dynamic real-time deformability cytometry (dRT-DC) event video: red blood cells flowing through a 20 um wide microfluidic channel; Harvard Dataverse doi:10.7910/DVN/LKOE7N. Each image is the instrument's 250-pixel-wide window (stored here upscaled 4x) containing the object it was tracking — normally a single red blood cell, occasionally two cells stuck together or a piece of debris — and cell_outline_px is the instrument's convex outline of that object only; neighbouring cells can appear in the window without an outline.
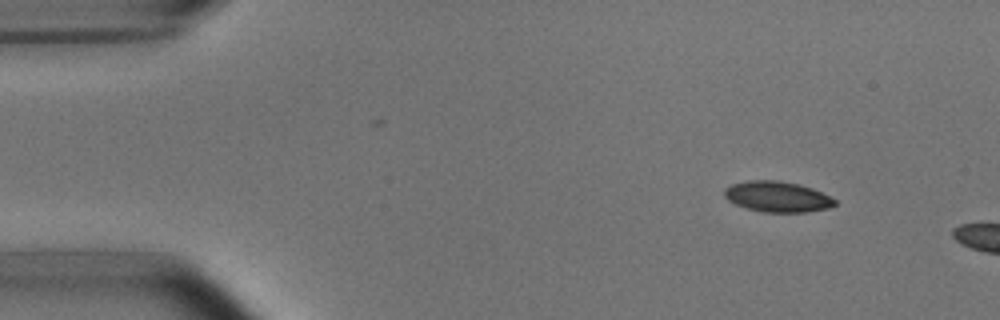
{"species": "common noctule bat (a hibernating species)", "species_latin": "Nyctalus noctula", "temperature_condition": "room temperature", "stored_images_in_passage": 3, "camera_frame_rate_fps": 3000, "um_per_image_px": 0.085, "animal": {"sex": "male", "body_mass_g": 15.6}, "frame": {"image": 1, "passage_image": 1, "time_ms": 0.0, "image_size_px": [1000, 320], "cell_outline_px": [[836, 204], [828, 208], [808, 212], [764, 212], [748, 208], [736, 204], [728, 200], [724, 196], [724, 188], [732, 184], [748, 180], [780, 180], [812, 188], [836, 200]], "centroid_in_image_um": [66.05, 16.71], "position_along_channel_um": 18.9, "area_um2": 19.59}}